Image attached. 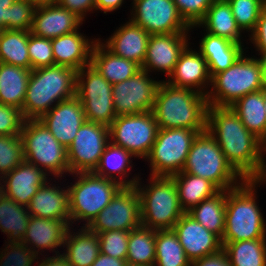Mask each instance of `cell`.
I'll return each instance as SVG.
<instances>
[{
  "instance_id": "cell-60",
  "label": "cell",
  "mask_w": 266,
  "mask_h": 266,
  "mask_svg": "<svg viewBox=\"0 0 266 266\" xmlns=\"http://www.w3.org/2000/svg\"><path fill=\"white\" fill-rule=\"evenodd\" d=\"M263 8H266V0H261Z\"/></svg>"
},
{
  "instance_id": "cell-56",
  "label": "cell",
  "mask_w": 266,
  "mask_h": 266,
  "mask_svg": "<svg viewBox=\"0 0 266 266\" xmlns=\"http://www.w3.org/2000/svg\"><path fill=\"white\" fill-rule=\"evenodd\" d=\"M258 53V56L256 57L259 60V63L261 65L262 75H263V88H266V51H258L256 52V55Z\"/></svg>"
},
{
  "instance_id": "cell-41",
  "label": "cell",
  "mask_w": 266,
  "mask_h": 266,
  "mask_svg": "<svg viewBox=\"0 0 266 266\" xmlns=\"http://www.w3.org/2000/svg\"><path fill=\"white\" fill-rule=\"evenodd\" d=\"M24 160L21 135H0V179Z\"/></svg>"
},
{
  "instance_id": "cell-9",
  "label": "cell",
  "mask_w": 266,
  "mask_h": 266,
  "mask_svg": "<svg viewBox=\"0 0 266 266\" xmlns=\"http://www.w3.org/2000/svg\"><path fill=\"white\" fill-rule=\"evenodd\" d=\"M25 161L52 178L70 175L67 148L60 144L39 119L25 120L20 133ZM51 174V175H50Z\"/></svg>"
},
{
  "instance_id": "cell-39",
  "label": "cell",
  "mask_w": 266,
  "mask_h": 266,
  "mask_svg": "<svg viewBox=\"0 0 266 266\" xmlns=\"http://www.w3.org/2000/svg\"><path fill=\"white\" fill-rule=\"evenodd\" d=\"M221 243L232 266H266V239Z\"/></svg>"
},
{
  "instance_id": "cell-10",
  "label": "cell",
  "mask_w": 266,
  "mask_h": 266,
  "mask_svg": "<svg viewBox=\"0 0 266 266\" xmlns=\"http://www.w3.org/2000/svg\"><path fill=\"white\" fill-rule=\"evenodd\" d=\"M198 132L193 129H159L149 155V176L170 177L182 172L191 145ZM150 163V164H149Z\"/></svg>"
},
{
  "instance_id": "cell-31",
  "label": "cell",
  "mask_w": 266,
  "mask_h": 266,
  "mask_svg": "<svg viewBox=\"0 0 266 266\" xmlns=\"http://www.w3.org/2000/svg\"><path fill=\"white\" fill-rule=\"evenodd\" d=\"M91 65L112 85L127 80L142 70L136 62L114 55L100 40L94 44Z\"/></svg>"
},
{
  "instance_id": "cell-22",
  "label": "cell",
  "mask_w": 266,
  "mask_h": 266,
  "mask_svg": "<svg viewBox=\"0 0 266 266\" xmlns=\"http://www.w3.org/2000/svg\"><path fill=\"white\" fill-rule=\"evenodd\" d=\"M47 180L36 192L27 206L30 216L63 220L70 226V208L67 184L59 185V178ZM58 180V182H56ZM53 183V184H52ZM58 183V184H57ZM57 185V186H56ZM59 185V186H58ZM65 185V187H64Z\"/></svg>"
},
{
  "instance_id": "cell-40",
  "label": "cell",
  "mask_w": 266,
  "mask_h": 266,
  "mask_svg": "<svg viewBox=\"0 0 266 266\" xmlns=\"http://www.w3.org/2000/svg\"><path fill=\"white\" fill-rule=\"evenodd\" d=\"M154 266H191L173 229L156 230Z\"/></svg>"
},
{
  "instance_id": "cell-8",
  "label": "cell",
  "mask_w": 266,
  "mask_h": 266,
  "mask_svg": "<svg viewBox=\"0 0 266 266\" xmlns=\"http://www.w3.org/2000/svg\"><path fill=\"white\" fill-rule=\"evenodd\" d=\"M71 175L75 182H67L70 226L84 222L83 227H87L111 202L122 186L116 181L97 176L93 172L72 173L69 176Z\"/></svg>"
},
{
  "instance_id": "cell-18",
  "label": "cell",
  "mask_w": 266,
  "mask_h": 266,
  "mask_svg": "<svg viewBox=\"0 0 266 266\" xmlns=\"http://www.w3.org/2000/svg\"><path fill=\"white\" fill-rule=\"evenodd\" d=\"M48 128L55 139L68 148L86 121L83 106L74 96L57 103L39 119Z\"/></svg>"
},
{
  "instance_id": "cell-30",
  "label": "cell",
  "mask_w": 266,
  "mask_h": 266,
  "mask_svg": "<svg viewBox=\"0 0 266 266\" xmlns=\"http://www.w3.org/2000/svg\"><path fill=\"white\" fill-rule=\"evenodd\" d=\"M201 27L205 28L203 31L211 35L244 44L245 40L242 38L246 36H243V32L237 26L227 0H213L204 18L197 25L191 27V32L194 28L200 29Z\"/></svg>"
},
{
  "instance_id": "cell-28",
  "label": "cell",
  "mask_w": 266,
  "mask_h": 266,
  "mask_svg": "<svg viewBox=\"0 0 266 266\" xmlns=\"http://www.w3.org/2000/svg\"><path fill=\"white\" fill-rule=\"evenodd\" d=\"M133 157L134 156L124 148L109 142L93 173L97 176L116 181L122 187H133L141 177L139 172L138 175L134 174V177L131 176V170L134 168L132 164L133 161L131 160Z\"/></svg>"
},
{
  "instance_id": "cell-14",
  "label": "cell",
  "mask_w": 266,
  "mask_h": 266,
  "mask_svg": "<svg viewBox=\"0 0 266 266\" xmlns=\"http://www.w3.org/2000/svg\"><path fill=\"white\" fill-rule=\"evenodd\" d=\"M109 142L108 126L85 121L67 148L70 174L94 172Z\"/></svg>"
},
{
  "instance_id": "cell-23",
  "label": "cell",
  "mask_w": 266,
  "mask_h": 266,
  "mask_svg": "<svg viewBox=\"0 0 266 266\" xmlns=\"http://www.w3.org/2000/svg\"><path fill=\"white\" fill-rule=\"evenodd\" d=\"M69 227L63 220L31 216L26 233L20 241L27 245L37 256L44 255L46 251L57 254L63 248ZM58 248L60 249L58 250Z\"/></svg>"
},
{
  "instance_id": "cell-59",
  "label": "cell",
  "mask_w": 266,
  "mask_h": 266,
  "mask_svg": "<svg viewBox=\"0 0 266 266\" xmlns=\"http://www.w3.org/2000/svg\"><path fill=\"white\" fill-rule=\"evenodd\" d=\"M263 99H264V106H265V113H266V88H263Z\"/></svg>"
},
{
  "instance_id": "cell-33",
  "label": "cell",
  "mask_w": 266,
  "mask_h": 266,
  "mask_svg": "<svg viewBox=\"0 0 266 266\" xmlns=\"http://www.w3.org/2000/svg\"><path fill=\"white\" fill-rule=\"evenodd\" d=\"M31 69L0 63V103L22 110Z\"/></svg>"
},
{
  "instance_id": "cell-52",
  "label": "cell",
  "mask_w": 266,
  "mask_h": 266,
  "mask_svg": "<svg viewBox=\"0 0 266 266\" xmlns=\"http://www.w3.org/2000/svg\"><path fill=\"white\" fill-rule=\"evenodd\" d=\"M53 256H49L47 255H42L43 257L40 258V256H38L37 262L35 266H71L68 263V260L66 259V256L61 253H57V254H52ZM47 256V257H46ZM44 258V259H43Z\"/></svg>"
},
{
  "instance_id": "cell-29",
  "label": "cell",
  "mask_w": 266,
  "mask_h": 266,
  "mask_svg": "<svg viewBox=\"0 0 266 266\" xmlns=\"http://www.w3.org/2000/svg\"><path fill=\"white\" fill-rule=\"evenodd\" d=\"M73 227L67 230L61 252L71 266H91L100 254L99 236L87 227L80 226L77 231Z\"/></svg>"
},
{
  "instance_id": "cell-34",
  "label": "cell",
  "mask_w": 266,
  "mask_h": 266,
  "mask_svg": "<svg viewBox=\"0 0 266 266\" xmlns=\"http://www.w3.org/2000/svg\"><path fill=\"white\" fill-rule=\"evenodd\" d=\"M177 187L181 208L188 212L201 201L214 196L220 189L208 179L179 172L170 176Z\"/></svg>"
},
{
  "instance_id": "cell-21",
  "label": "cell",
  "mask_w": 266,
  "mask_h": 266,
  "mask_svg": "<svg viewBox=\"0 0 266 266\" xmlns=\"http://www.w3.org/2000/svg\"><path fill=\"white\" fill-rule=\"evenodd\" d=\"M51 177L36 165L23 161L0 179L3 194L27 207L38 189Z\"/></svg>"
},
{
  "instance_id": "cell-12",
  "label": "cell",
  "mask_w": 266,
  "mask_h": 266,
  "mask_svg": "<svg viewBox=\"0 0 266 266\" xmlns=\"http://www.w3.org/2000/svg\"><path fill=\"white\" fill-rule=\"evenodd\" d=\"M158 124L152 111L116 116L109 126L110 142L130 152L134 158L145 159L154 144Z\"/></svg>"
},
{
  "instance_id": "cell-49",
  "label": "cell",
  "mask_w": 266,
  "mask_h": 266,
  "mask_svg": "<svg viewBox=\"0 0 266 266\" xmlns=\"http://www.w3.org/2000/svg\"><path fill=\"white\" fill-rule=\"evenodd\" d=\"M256 51H266V8H263L254 30L248 36Z\"/></svg>"
},
{
  "instance_id": "cell-37",
  "label": "cell",
  "mask_w": 266,
  "mask_h": 266,
  "mask_svg": "<svg viewBox=\"0 0 266 266\" xmlns=\"http://www.w3.org/2000/svg\"><path fill=\"white\" fill-rule=\"evenodd\" d=\"M156 230L143 225L129 231L126 263L135 266H154Z\"/></svg>"
},
{
  "instance_id": "cell-54",
  "label": "cell",
  "mask_w": 266,
  "mask_h": 266,
  "mask_svg": "<svg viewBox=\"0 0 266 266\" xmlns=\"http://www.w3.org/2000/svg\"><path fill=\"white\" fill-rule=\"evenodd\" d=\"M125 264V260L114 258L100 253L91 266H124Z\"/></svg>"
},
{
  "instance_id": "cell-27",
  "label": "cell",
  "mask_w": 266,
  "mask_h": 266,
  "mask_svg": "<svg viewBox=\"0 0 266 266\" xmlns=\"http://www.w3.org/2000/svg\"><path fill=\"white\" fill-rule=\"evenodd\" d=\"M199 41L198 51L206 59L211 78L229 68L246 49L244 44H238L204 31Z\"/></svg>"
},
{
  "instance_id": "cell-32",
  "label": "cell",
  "mask_w": 266,
  "mask_h": 266,
  "mask_svg": "<svg viewBox=\"0 0 266 266\" xmlns=\"http://www.w3.org/2000/svg\"><path fill=\"white\" fill-rule=\"evenodd\" d=\"M240 118L243 125L259 138L266 142V113L263 99V89L249 93L229 106Z\"/></svg>"
},
{
  "instance_id": "cell-61",
  "label": "cell",
  "mask_w": 266,
  "mask_h": 266,
  "mask_svg": "<svg viewBox=\"0 0 266 266\" xmlns=\"http://www.w3.org/2000/svg\"><path fill=\"white\" fill-rule=\"evenodd\" d=\"M2 194H3V190H2V186L0 184V197H1Z\"/></svg>"
},
{
  "instance_id": "cell-57",
  "label": "cell",
  "mask_w": 266,
  "mask_h": 266,
  "mask_svg": "<svg viewBox=\"0 0 266 266\" xmlns=\"http://www.w3.org/2000/svg\"><path fill=\"white\" fill-rule=\"evenodd\" d=\"M26 1L33 3L36 7H40V6L58 4L60 0H26Z\"/></svg>"
},
{
  "instance_id": "cell-6",
  "label": "cell",
  "mask_w": 266,
  "mask_h": 266,
  "mask_svg": "<svg viewBox=\"0 0 266 266\" xmlns=\"http://www.w3.org/2000/svg\"><path fill=\"white\" fill-rule=\"evenodd\" d=\"M246 50L229 68L211 78L208 105L229 107L239 98L263 89L261 65L256 56ZM248 57H247V56Z\"/></svg>"
},
{
  "instance_id": "cell-24",
  "label": "cell",
  "mask_w": 266,
  "mask_h": 266,
  "mask_svg": "<svg viewBox=\"0 0 266 266\" xmlns=\"http://www.w3.org/2000/svg\"><path fill=\"white\" fill-rule=\"evenodd\" d=\"M117 28L106 41L99 40L114 55L134 61L142 67L150 34L130 19Z\"/></svg>"
},
{
  "instance_id": "cell-1",
  "label": "cell",
  "mask_w": 266,
  "mask_h": 266,
  "mask_svg": "<svg viewBox=\"0 0 266 266\" xmlns=\"http://www.w3.org/2000/svg\"><path fill=\"white\" fill-rule=\"evenodd\" d=\"M207 131L227 161L244 179H260L264 172V143L251 133L230 107L208 105Z\"/></svg>"
},
{
  "instance_id": "cell-48",
  "label": "cell",
  "mask_w": 266,
  "mask_h": 266,
  "mask_svg": "<svg viewBox=\"0 0 266 266\" xmlns=\"http://www.w3.org/2000/svg\"><path fill=\"white\" fill-rule=\"evenodd\" d=\"M24 121L20 109L0 103V135H20Z\"/></svg>"
},
{
  "instance_id": "cell-50",
  "label": "cell",
  "mask_w": 266,
  "mask_h": 266,
  "mask_svg": "<svg viewBox=\"0 0 266 266\" xmlns=\"http://www.w3.org/2000/svg\"><path fill=\"white\" fill-rule=\"evenodd\" d=\"M58 4L74 12L84 22L89 12L95 13V0H60Z\"/></svg>"
},
{
  "instance_id": "cell-58",
  "label": "cell",
  "mask_w": 266,
  "mask_h": 266,
  "mask_svg": "<svg viewBox=\"0 0 266 266\" xmlns=\"http://www.w3.org/2000/svg\"><path fill=\"white\" fill-rule=\"evenodd\" d=\"M259 180L266 186V155H264V172Z\"/></svg>"
},
{
  "instance_id": "cell-62",
  "label": "cell",
  "mask_w": 266,
  "mask_h": 266,
  "mask_svg": "<svg viewBox=\"0 0 266 266\" xmlns=\"http://www.w3.org/2000/svg\"><path fill=\"white\" fill-rule=\"evenodd\" d=\"M266 154V142L264 143V155Z\"/></svg>"
},
{
  "instance_id": "cell-26",
  "label": "cell",
  "mask_w": 266,
  "mask_h": 266,
  "mask_svg": "<svg viewBox=\"0 0 266 266\" xmlns=\"http://www.w3.org/2000/svg\"><path fill=\"white\" fill-rule=\"evenodd\" d=\"M80 28L72 33L51 39L55 65L72 67L79 71L91 64L94 44L99 38H90Z\"/></svg>"
},
{
  "instance_id": "cell-2",
  "label": "cell",
  "mask_w": 266,
  "mask_h": 266,
  "mask_svg": "<svg viewBox=\"0 0 266 266\" xmlns=\"http://www.w3.org/2000/svg\"><path fill=\"white\" fill-rule=\"evenodd\" d=\"M207 96L178 88L162 80L156 91L152 113L159 129L184 128L198 133L207 130Z\"/></svg>"
},
{
  "instance_id": "cell-47",
  "label": "cell",
  "mask_w": 266,
  "mask_h": 266,
  "mask_svg": "<svg viewBox=\"0 0 266 266\" xmlns=\"http://www.w3.org/2000/svg\"><path fill=\"white\" fill-rule=\"evenodd\" d=\"M180 16L190 26L197 25L205 16L213 0H173Z\"/></svg>"
},
{
  "instance_id": "cell-45",
  "label": "cell",
  "mask_w": 266,
  "mask_h": 266,
  "mask_svg": "<svg viewBox=\"0 0 266 266\" xmlns=\"http://www.w3.org/2000/svg\"><path fill=\"white\" fill-rule=\"evenodd\" d=\"M28 54L31 70L55 65L51 39L36 36L31 31L28 42Z\"/></svg>"
},
{
  "instance_id": "cell-43",
  "label": "cell",
  "mask_w": 266,
  "mask_h": 266,
  "mask_svg": "<svg viewBox=\"0 0 266 266\" xmlns=\"http://www.w3.org/2000/svg\"><path fill=\"white\" fill-rule=\"evenodd\" d=\"M0 266H33L38 256L19 240L6 241L0 249Z\"/></svg>"
},
{
  "instance_id": "cell-20",
  "label": "cell",
  "mask_w": 266,
  "mask_h": 266,
  "mask_svg": "<svg viewBox=\"0 0 266 266\" xmlns=\"http://www.w3.org/2000/svg\"><path fill=\"white\" fill-rule=\"evenodd\" d=\"M177 235L186 257L193 260L203 258L222 249L221 239L206 229L187 212L172 228Z\"/></svg>"
},
{
  "instance_id": "cell-15",
  "label": "cell",
  "mask_w": 266,
  "mask_h": 266,
  "mask_svg": "<svg viewBox=\"0 0 266 266\" xmlns=\"http://www.w3.org/2000/svg\"><path fill=\"white\" fill-rule=\"evenodd\" d=\"M139 194L133 187H122L87 228L94 233L111 230L131 231L141 226Z\"/></svg>"
},
{
  "instance_id": "cell-44",
  "label": "cell",
  "mask_w": 266,
  "mask_h": 266,
  "mask_svg": "<svg viewBox=\"0 0 266 266\" xmlns=\"http://www.w3.org/2000/svg\"><path fill=\"white\" fill-rule=\"evenodd\" d=\"M100 253L126 261L129 231L111 230L98 233Z\"/></svg>"
},
{
  "instance_id": "cell-7",
  "label": "cell",
  "mask_w": 266,
  "mask_h": 266,
  "mask_svg": "<svg viewBox=\"0 0 266 266\" xmlns=\"http://www.w3.org/2000/svg\"><path fill=\"white\" fill-rule=\"evenodd\" d=\"M182 171L208 179L220 190L232 189L245 180L227 161L207 130L198 133L193 140Z\"/></svg>"
},
{
  "instance_id": "cell-42",
  "label": "cell",
  "mask_w": 266,
  "mask_h": 266,
  "mask_svg": "<svg viewBox=\"0 0 266 266\" xmlns=\"http://www.w3.org/2000/svg\"><path fill=\"white\" fill-rule=\"evenodd\" d=\"M237 26L243 34L254 30L263 10L261 0H227ZM246 31V32H245Z\"/></svg>"
},
{
  "instance_id": "cell-46",
  "label": "cell",
  "mask_w": 266,
  "mask_h": 266,
  "mask_svg": "<svg viewBox=\"0 0 266 266\" xmlns=\"http://www.w3.org/2000/svg\"><path fill=\"white\" fill-rule=\"evenodd\" d=\"M36 6L26 0H15L8 7V30L31 31Z\"/></svg>"
},
{
  "instance_id": "cell-38",
  "label": "cell",
  "mask_w": 266,
  "mask_h": 266,
  "mask_svg": "<svg viewBox=\"0 0 266 266\" xmlns=\"http://www.w3.org/2000/svg\"><path fill=\"white\" fill-rule=\"evenodd\" d=\"M30 31L2 30L0 35V63L30 69L28 42Z\"/></svg>"
},
{
  "instance_id": "cell-16",
  "label": "cell",
  "mask_w": 266,
  "mask_h": 266,
  "mask_svg": "<svg viewBox=\"0 0 266 266\" xmlns=\"http://www.w3.org/2000/svg\"><path fill=\"white\" fill-rule=\"evenodd\" d=\"M162 80L140 70L133 77L112 86L114 110L117 116L135 115L153 110L156 91Z\"/></svg>"
},
{
  "instance_id": "cell-53",
  "label": "cell",
  "mask_w": 266,
  "mask_h": 266,
  "mask_svg": "<svg viewBox=\"0 0 266 266\" xmlns=\"http://www.w3.org/2000/svg\"><path fill=\"white\" fill-rule=\"evenodd\" d=\"M124 2V0H95V12L98 10L107 15V13L121 9Z\"/></svg>"
},
{
  "instance_id": "cell-19",
  "label": "cell",
  "mask_w": 266,
  "mask_h": 266,
  "mask_svg": "<svg viewBox=\"0 0 266 266\" xmlns=\"http://www.w3.org/2000/svg\"><path fill=\"white\" fill-rule=\"evenodd\" d=\"M190 45L181 53L168 80L164 78V81L174 87L188 88L207 95L211 86L207 61Z\"/></svg>"
},
{
  "instance_id": "cell-5",
  "label": "cell",
  "mask_w": 266,
  "mask_h": 266,
  "mask_svg": "<svg viewBox=\"0 0 266 266\" xmlns=\"http://www.w3.org/2000/svg\"><path fill=\"white\" fill-rule=\"evenodd\" d=\"M147 184L142 177L135 188L139 194L141 224L152 230L172 229L185 211L179 203L174 180L166 176H149ZM143 184V185H142Z\"/></svg>"
},
{
  "instance_id": "cell-13",
  "label": "cell",
  "mask_w": 266,
  "mask_h": 266,
  "mask_svg": "<svg viewBox=\"0 0 266 266\" xmlns=\"http://www.w3.org/2000/svg\"><path fill=\"white\" fill-rule=\"evenodd\" d=\"M130 19L149 34L191 32L173 0H134Z\"/></svg>"
},
{
  "instance_id": "cell-3",
  "label": "cell",
  "mask_w": 266,
  "mask_h": 266,
  "mask_svg": "<svg viewBox=\"0 0 266 266\" xmlns=\"http://www.w3.org/2000/svg\"><path fill=\"white\" fill-rule=\"evenodd\" d=\"M259 179H245L226 194L225 231L221 242L266 239V220L259 207Z\"/></svg>"
},
{
  "instance_id": "cell-17",
  "label": "cell",
  "mask_w": 266,
  "mask_h": 266,
  "mask_svg": "<svg viewBox=\"0 0 266 266\" xmlns=\"http://www.w3.org/2000/svg\"><path fill=\"white\" fill-rule=\"evenodd\" d=\"M191 32H176L170 34H150L142 70L160 72L167 78L172 74L176 63L190 43ZM189 41V42H188Z\"/></svg>"
},
{
  "instance_id": "cell-51",
  "label": "cell",
  "mask_w": 266,
  "mask_h": 266,
  "mask_svg": "<svg viewBox=\"0 0 266 266\" xmlns=\"http://www.w3.org/2000/svg\"><path fill=\"white\" fill-rule=\"evenodd\" d=\"M191 266H232L227 253L222 248L218 252L193 260Z\"/></svg>"
},
{
  "instance_id": "cell-35",
  "label": "cell",
  "mask_w": 266,
  "mask_h": 266,
  "mask_svg": "<svg viewBox=\"0 0 266 266\" xmlns=\"http://www.w3.org/2000/svg\"><path fill=\"white\" fill-rule=\"evenodd\" d=\"M226 194L227 190H220L214 196L201 201L187 212L220 239H222L225 231Z\"/></svg>"
},
{
  "instance_id": "cell-36",
  "label": "cell",
  "mask_w": 266,
  "mask_h": 266,
  "mask_svg": "<svg viewBox=\"0 0 266 266\" xmlns=\"http://www.w3.org/2000/svg\"><path fill=\"white\" fill-rule=\"evenodd\" d=\"M27 207L2 194L0 197V230L6 234L7 241L21 240L30 220Z\"/></svg>"
},
{
  "instance_id": "cell-63",
  "label": "cell",
  "mask_w": 266,
  "mask_h": 266,
  "mask_svg": "<svg viewBox=\"0 0 266 266\" xmlns=\"http://www.w3.org/2000/svg\"><path fill=\"white\" fill-rule=\"evenodd\" d=\"M124 266H135V265L126 263Z\"/></svg>"
},
{
  "instance_id": "cell-11",
  "label": "cell",
  "mask_w": 266,
  "mask_h": 266,
  "mask_svg": "<svg viewBox=\"0 0 266 266\" xmlns=\"http://www.w3.org/2000/svg\"><path fill=\"white\" fill-rule=\"evenodd\" d=\"M112 86L91 64L77 71L75 96L82 103L86 121L109 127L116 118Z\"/></svg>"
},
{
  "instance_id": "cell-4",
  "label": "cell",
  "mask_w": 266,
  "mask_h": 266,
  "mask_svg": "<svg viewBox=\"0 0 266 266\" xmlns=\"http://www.w3.org/2000/svg\"><path fill=\"white\" fill-rule=\"evenodd\" d=\"M76 76L77 70L63 65L31 70L21 110L24 119H40L57 103L73 98Z\"/></svg>"
},
{
  "instance_id": "cell-55",
  "label": "cell",
  "mask_w": 266,
  "mask_h": 266,
  "mask_svg": "<svg viewBox=\"0 0 266 266\" xmlns=\"http://www.w3.org/2000/svg\"><path fill=\"white\" fill-rule=\"evenodd\" d=\"M15 0H0V27L8 30V7H10Z\"/></svg>"
},
{
  "instance_id": "cell-25",
  "label": "cell",
  "mask_w": 266,
  "mask_h": 266,
  "mask_svg": "<svg viewBox=\"0 0 266 266\" xmlns=\"http://www.w3.org/2000/svg\"><path fill=\"white\" fill-rule=\"evenodd\" d=\"M83 24V20L74 12L59 4L36 7L31 33L54 39L72 33Z\"/></svg>"
}]
</instances>
